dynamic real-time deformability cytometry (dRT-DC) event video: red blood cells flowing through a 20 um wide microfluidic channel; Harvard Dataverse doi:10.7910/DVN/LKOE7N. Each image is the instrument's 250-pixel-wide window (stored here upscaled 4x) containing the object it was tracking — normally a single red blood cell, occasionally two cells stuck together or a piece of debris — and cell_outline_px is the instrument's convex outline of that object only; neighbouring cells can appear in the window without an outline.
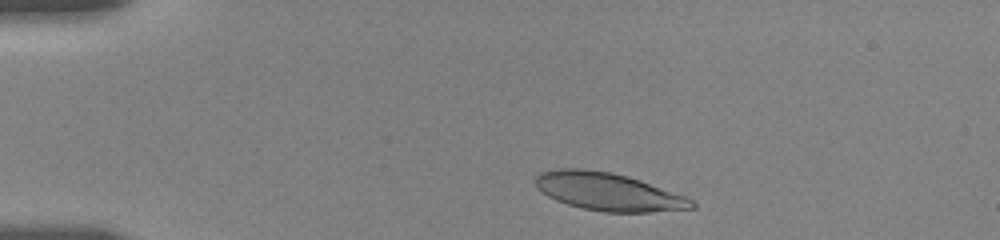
{"species": "human", "species_latin": "Homo sapiens", "temperature_condition": "room temperature", "stored_images_in_passage": 32, "camera_frame_rate_fps": 3000, "um_per_image_px": 0.085, "donor": {"sex": "female"}, "frame": {"image": 1, "passage_image": 3, "time_ms": 1.0, "image_size_px": [1000, 240], "cell_outline_px": [[696, 208], [648, 212], [604, 212], [580, 208], [556, 200], [548, 196], [536, 188], [536, 176], [540, 172], [556, 168], [584, 168], [612, 172], [628, 176], [640, 180], [684, 196], [692, 200], [696, 204]], "centroid_in_image_um": [51.67, 16.29], "position_along_channel_um": 33.3, "area_um2": 34.45}}
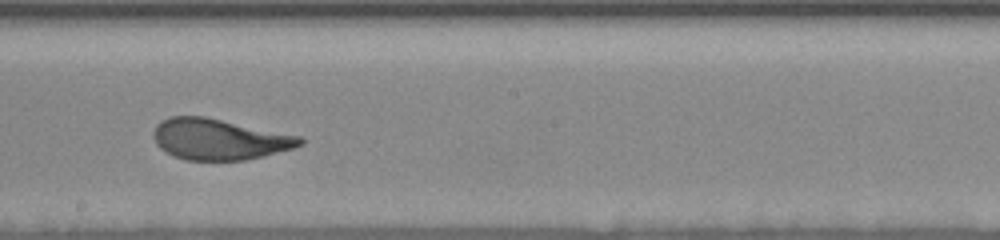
{"frame": {"image": 2, "passage_image": 20, "time_ms": 8.0, "image_size_px": [1000, 240], "cell_outline_px": [[304, 144], [292, 148], [244, 160], [184, 160], [172, 156], [164, 152], [156, 144], [152, 136], [152, 132], [156, 124], [160, 120], [168, 116], [204, 116], [300, 136], [304, 140]], "centroid_in_image_um": [18.55, 11.83], "position_along_channel_um": 229.7, "area_um2": 35.03}}
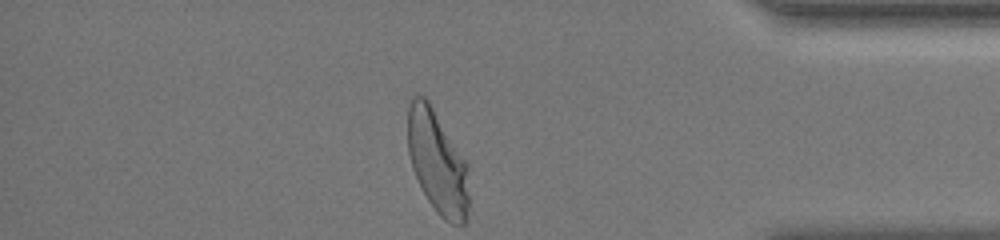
{"frame": {"image": 3, "passage_image": 32, "time_ms": 13.333, "image_size_px": [1000, 240], "cell_outline_px": [[468, 208], [464, 224], [452, 224], [444, 220], [436, 212], [428, 200], [412, 168], [408, 152], [408, 108], [412, 96], [424, 96], [428, 100], [468, 164]], "centroid_in_image_um": [37.18, 13.79], "position_along_channel_um": 398.0, "area_um2": 36.53}, "authors_computed_cell_mechanics": {"area_um2": 35.4025, "velocity_mm_per_s": 3.6254, "shape_relaxation_time_tau1_ms": 3.849, "shape_relaxation_time_tau2_ms": null, "deformation_change_tau1": 0.1713, "deformation_change_tau2": null}}